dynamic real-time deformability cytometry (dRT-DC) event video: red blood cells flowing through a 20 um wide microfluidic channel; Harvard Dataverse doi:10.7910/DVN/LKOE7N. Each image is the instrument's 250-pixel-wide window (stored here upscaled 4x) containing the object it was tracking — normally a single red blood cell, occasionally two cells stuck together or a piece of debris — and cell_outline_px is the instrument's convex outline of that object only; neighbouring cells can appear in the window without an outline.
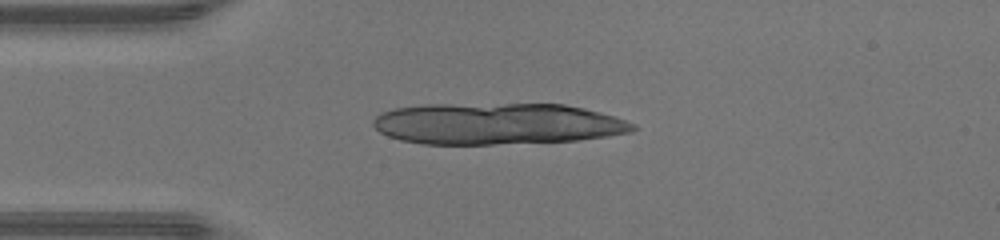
{"species": "human", "species_latin": "Homo sapiens", "temperature_condition": "warm", "stored_images_in_passage": 35, "segment_of_instrument_passage": [1, 2], "camera_frame_rate_fps": 3000, "um_per_image_px": 0.085, "donor": {"sex": "male"}, "frame": {"image": 1, "passage_image": 1, "time_ms": 0.0, "image_size_px": [1000, 240], "cell_outline_px": [[636, 128], [632, 132], [608, 136], [580, 140], [492, 144], [424, 144], [400, 140], [388, 136], [380, 132], [372, 124], [372, 120], [380, 112], [396, 108], [424, 104], [564, 104], [584, 108], [600, 112], [636, 124]], "centroid_in_image_um": [42.24, 10.52], "position_along_channel_um": 42.8, "area_um2": 62.89}}